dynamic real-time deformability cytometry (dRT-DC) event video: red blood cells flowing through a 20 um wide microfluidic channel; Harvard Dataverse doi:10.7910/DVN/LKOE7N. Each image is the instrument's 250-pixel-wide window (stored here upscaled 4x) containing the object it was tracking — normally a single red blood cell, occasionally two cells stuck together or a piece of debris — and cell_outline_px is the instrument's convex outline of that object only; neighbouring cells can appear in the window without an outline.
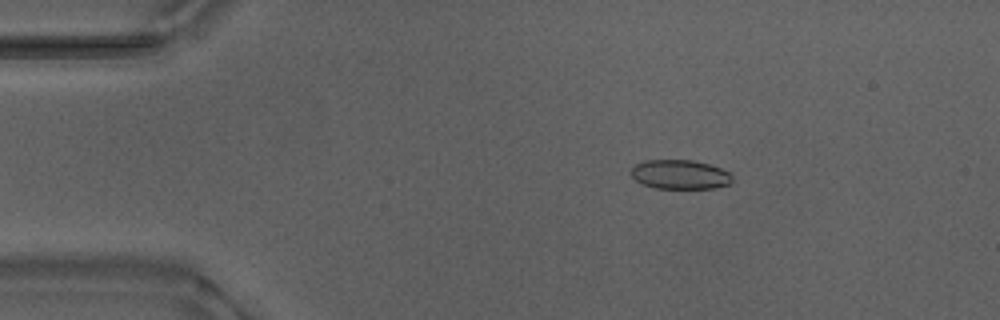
{"species": "Egyptian fruit bat (a non-hibernating species)", "species_latin": "Rousettus aegyptiacus", "temperature_condition": "warm", "stored_images_in_passage": 53, "camera_frame_rate_fps": 3000, "um_per_image_px": 0.085, "animal": {"sex": "male"}, "frame": {"image": 1, "passage_image": 9, "time_ms": 2.667, "image_size_px": [1000, 320], "cell_outline_px": [[732, 184], [712, 188], [656, 188], [644, 184], [636, 180], [632, 176], [632, 168], [636, 164], [644, 160], [692, 160], [708, 164], [732, 172]], "centroid_in_image_um": [57.85, 14.83], "position_along_channel_um": 27.2, "area_um2": 17.22}}
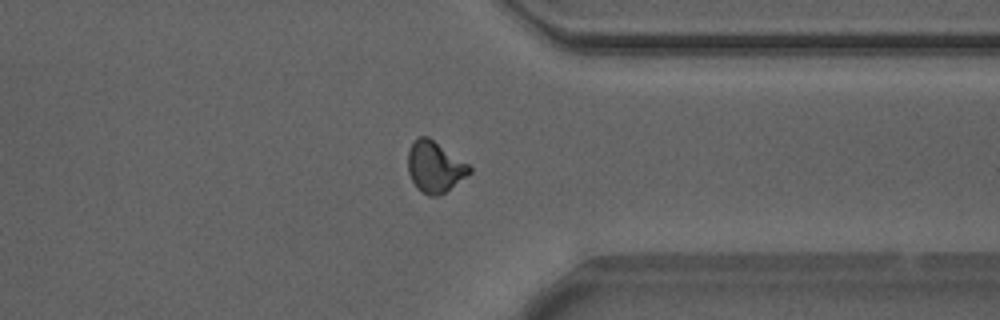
{"frame": {"image": 2, "passage_image": 41, "time_ms": 13.333, "image_size_px": [1000, 320], "cell_outline_px": [[472, 172], [444, 192], [436, 196], [428, 196], [420, 192], [416, 188], [408, 172], [408, 152], [412, 144], [420, 136], [428, 136], [468, 164], [472, 168]], "centroid_in_image_um": [36.94, 14.2], "position_along_channel_um": 374.5, "area_um2": 18.09}}
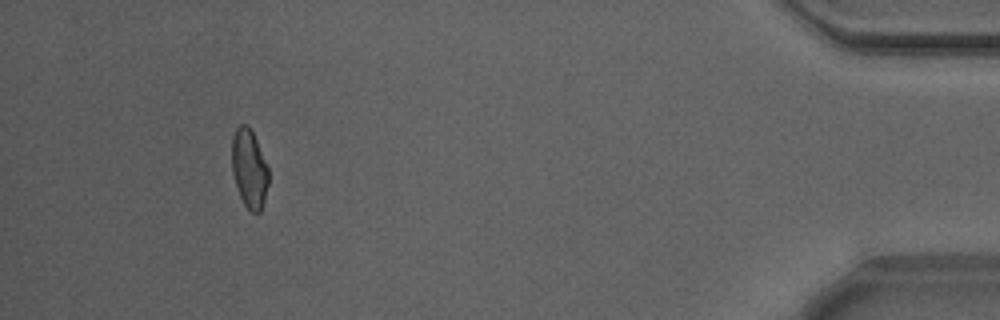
{"frame": {"image": 3, "passage_image": 49, "time_ms": 16.0, "image_size_px": [1000, 320], "cell_outline_px": [[268, 184], [264, 200], [260, 212], [252, 212], [244, 204], [240, 196], [232, 172], [232, 136], [236, 128], [240, 124], [248, 124], [256, 140], [268, 168]], "centroid_in_image_um": [21.17, 14.31], "position_along_channel_um": 414.0, "area_um2": 16.59}, "authors_computed_cell_mechanics": {"area_um2": 17.629, "velocity_mm_per_s": 3.8775, "shape_relaxation_time_tau1_ms": null, "shape_relaxation_time_tau2_ms": 1.7368, "deformation_change_tau1": null, "deformation_change_tau2": 0.0626}}